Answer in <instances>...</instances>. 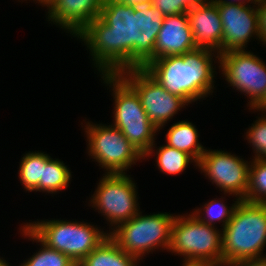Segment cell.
I'll list each match as a JSON object with an SVG mask.
<instances>
[{
    "label": "cell",
    "mask_w": 266,
    "mask_h": 266,
    "mask_svg": "<svg viewBox=\"0 0 266 266\" xmlns=\"http://www.w3.org/2000/svg\"><path fill=\"white\" fill-rule=\"evenodd\" d=\"M134 16L132 6L103 0L99 17L75 36L86 45L100 75L133 69Z\"/></svg>",
    "instance_id": "1"
},
{
    "label": "cell",
    "mask_w": 266,
    "mask_h": 266,
    "mask_svg": "<svg viewBox=\"0 0 266 266\" xmlns=\"http://www.w3.org/2000/svg\"><path fill=\"white\" fill-rule=\"evenodd\" d=\"M218 57L215 51L198 48L183 55L155 59L144 69L164 89L192 104L213 95L217 74L213 61L218 64Z\"/></svg>",
    "instance_id": "2"
},
{
    "label": "cell",
    "mask_w": 266,
    "mask_h": 266,
    "mask_svg": "<svg viewBox=\"0 0 266 266\" xmlns=\"http://www.w3.org/2000/svg\"><path fill=\"white\" fill-rule=\"evenodd\" d=\"M266 247V203L240 200L222 230V266L244 259H259ZM265 255V256H264Z\"/></svg>",
    "instance_id": "3"
},
{
    "label": "cell",
    "mask_w": 266,
    "mask_h": 266,
    "mask_svg": "<svg viewBox=\"0 0 266 266\" xmlns=\"http://www.w3.org/2000/svg\"><path fill=\"white\" fill-rule=\"evenodd\" d=\"M217 228L191 212L177 214L168 251L183 257L182 266H222V231Z\"/></svg>",
    "instance_id": "4"
},
{
    "label": "cell",
    "mask_w": 266,
    "mask_h": 266,
    "mask_svg": "<svg viewBox=\"0 0 266 266\" xmlns=\"http://www.w3.org/2000/svg\"><path fill=\"white\" fill-rule=\"evenodd\" d=\"M101 78L113 91L115 102L112 125L145 156L156 142L155 136L159 129L149 120L136 91L119 74H101Z\"/></svg>",
    "instance_id": "5"
},
{
    "label": "cell",
    "mask_w": 266,
    "mask_h": 266,
    "mask_svg": "<svg viewBox=\"0 0 266 266\" xmlns=\"http://www.w3.org/2000/svg\"><path fill=\"white\" fill-rule=\"evenodd\" d=\"M24 225L47 247L60 251L79 264L109 233L84 221L38 220Z\"/></svg>",
    "instance_id": "6"
},
{
    "label": "cell",
    "mask_w": 266,
    "mask_h": 266,
    "mask_svg": "<svg viewBox=\"0 0 266 266\" xmlns=\"http://www.w3.org/2000/svg\"><path fill=\"white\" fill-rule=\"evenodd\" d=\"M175 217V214L166 212L142 215L140 211L130 220L118 225L109 236L127 254L142 261L148 253L153 254L155 249L168 252Z\"/></svg>",
    "instance_id": "7"
},
{
    "label": "cell",
    "mask_w": 266,
    "mask_h": 266,
    "mask_svg": "<svg viewBox=\"0 0 266 266\" xmlns=\"http://www.w3.org/2000/svg\"><path fill=\"white\" fill-rule=\"evenodd\" d=\"M83 130L87 138V154L109 173H127L144 156L134 148L128 139L112 124L87 121ZM126 171V172H125Z\"/></svg>",
    "instance_id": "8"
},
{
    "label": "cell",
    "mask_w": 266,
    "mask_h": 266,
    "mask_svg": "<svg viewBox=\"0 0 266 266\" xmlns=\"http://www.w3.org/2000/svg\"><path fill=\"white\" fill-rule=\"evenodd\" d=\"M133 180L127 173H103L89 198L88 205L110 223L108 233L140 212L137 183Z\"/></svg>",
    "instance_id": "9"
},
{
    "label": "cell",
    "mask_w": 266,
    "mask_h": 266,
    "mask_svg": "<svg viewBox=\"0 0 266 266\" xmlns=\"http://www.w3.org/2000/svg\"><path fill=\"white\" fill-rule=\"evenodd\" d=\"M219 71L229 86L247 96L254 109L266 96V64L252 51L232 50L219 55Z\"/></svg>",
    "instance_id": "10"
},
{
    "label": "cell",
    "mask_w": 266,
    "mask_h": 266,
    "mask_svg": "<svg viewBox=\"0 0 266 266\" xmlns=\"http://www.w3.org/2000/svg\"><path fill=\"white\" fill-rule=\"evenodd\" d=\"M119 75L136 91L149 120L159 131L188 106L183 98L164 89L144 68L127 69Z\"/></svg>",
    "instance_id": "11"
},
{
    "label": "cell",
    "mask_w": 266,
    "mask_h": 266,
    "mask_svg": "<svg viewBox=\"0 0 266 266\" xmlns=\"http://www.w3.org/2000/svg\"><path fill=\"white\" fill-rule=\"evenodd\" d=\"M250 161L222 150L206 149L197 163L198 169L225 196L244 200L248 190Z\"/></svg>",
    "instance_id": "12"
},
{
    "label": "cell",
    "mask_w": 266,
    "mask_h": 266,
    "mask_svg": "<svg viewBox=\"0 0 266 266\" xmlns=\"http://www.w3.org/2000/svg\"><path fill=\"white\" fill-rule=\"evenodd\" d=\"M223 26L222 53L232 50H247L253 37L260 42L257 28L256 3L233 4L215 2Z\"/></svg>",
    "instance_id": "13"
},
{
    "label": "cell",
    "mask_w": 266,
    "mask_h": 266,
    "mask_svg": "<svg viewBox=\"0 0 266 266\" xmlns=\"http://www.w3.org/2000/svg\"><path fill=\"white\" fill-rule=\"evenodd\" d=\"M133 17V69L144 68L154 60V46L164 15L152 6V0L132 6Z\"/></svg>",
    "instance_id": "14"
},
{
    "label": "cell",
    "mask_w": 266,
    "mask_h": 266,
    "mask_svg": "<svg viewBox=\"0 0 266 266\" xmlns=\"http://www.w3.org/2000/svg\"><path fill=\"white\" fill-rule=\"evenodd\" d=\"M103 0H53L47 8V21L75 36L99 17Z\"/></svg>",
    "instance_id": "15"
},
{
    "label": "cell",
    "mask_w": 266,
    "mask_h": 266,
    "mask_svg": "<svg viewBox=\"0 0 266 266\" xmlns=\"http://www.w3.org/2000/svg\"><path fill=\"white\" fill-rule=\"evenodd\" d=\"M186 13L197 48L222 54L223 26L217 4L209 0L191 7Z\"/></svg>",
    "instance_id": "16"
},
{
    "label": "cell",
    "mask_w": 266,
    "mask_h": 266,
    "mask_svg": "<svg viewBox=\"0 0 266 266\" xmlns=\"http://www.w3.org/2000/svg\"><path fill=\"white\" fill-rule=\"evenodd\" d=\"M196 49L187 13L165 16L154 46V60Z\"/></svg>",
    "instance_id": "17"
},
{
    "label": "cell",
    "mask_w": 266,
    "mask_h": 266,
    "mask_svg": "<svg viewBox=\"0 0 266 266\" xmlns=\"http://www.w3.org/2000/svg\"><path fill=\"white\" fill-rule=\"evenodd\" d=\"M196 126L188 121L173 123L165 135L166 145L189 154L197 163L206 148L199 142Z\"/></svg>",
    "instance_id": "18"
},
{
    "label": "cell",
    "mask_w": 266,
    "mask_h": 266,
    "mask_svg": "<svg viewBox=\"0 0 266 266\" xmlns=\"http://www.w3.org/2000/svg\"><path fill=\"white\" fill-rule=\"evenodd\" d=\"M133 255L127 254L108 236L80 263V266H139Z\"/></svg>",
    "instance_id": "19"
},
{
    "label": "cell",
    "mask_w": 266,
    "mask_h": 266,
    "mask_svg": "<svg viewBox=\"0 0 266 266\" xmlns=\"http://www.w3.org/2000/svg\"><path fill=\"white\" fill-rule=\"evenodd\" d=\"M155 144L150 147L144 159L146 161V158H150L154 153L153 156H157L155 159L156 166L161 173L168 175L182 174L191 163H195L194 167L196 166L197 169V162L189 154L166 144L158 147Z\"/></svg>",
    "instance_id": "20"
},
{
    "label": "cell",
    "mask_w": 266,
    "mask_h": 266,
    "mask_svg": "<svg viewBox=\"0 0 266 266\" xmlns=\"http://www.w3.org/2000/svg\"><path fill=\"white\" fill-rule=\"evenodd\" d=\"M18 177L21 185L28 192H39V181L42 179L43 167L51 159L45 152L29 151L20 158Z\"/></svg>",
    "instance_id": "21"
},
{
    "label": "cell",
    "mask_w": 266,
    "mask_h": 266,
    "mask_svg": "<svg viewBox=\"0 0 266 266\" xmlns=\"http://www.w3.org/2000/svg\"><path fill=\"white\" fill-rule=\"evenodd\" d=\"M20 226L21 235L28 240L39 243L40 249L20 266H74L75 263L65 254L47 247L24 224Z\"/></svg>",
    "instance_id": "22"
},
{
    "label": "cell",
    "mask_w": 266,
    "mask_h": 266,
    "mask_svg": "<svg viewBox=\"0 0 266 266\" xmlns=\"http://www.w3.org/2000/svg\"><path fill=\"white\" fill-rule=\"evenodd\" d=\"M71 170L60 159L51 158L43 167L42 179L39 181V192L58 194L68 188L72 179Z\"/></svg>",
    "instance_id": "23"
},
{
    "label": "cell",
    "mask_w": 266,
    "mask_h": 266,
    "mask_svg": "<svg viewBox=\"0 0 266 266\" xmlns=\"http://www.w3.org/2000/svg\"><path fill=\"white\" fill-rule=\"evenodd\" d=\"M222 199V200H221ZM225 197L214 198L213 200L207 201L202 207L195 209L191 212L194 216H196L202 223L207 224L209 226L216 227V223L221 222L223 230L227 223L232 219L234 210L236 209L240 199L233 200V204L231 206H227L224 202ZM217 221V222H216Z\"/></svg>",
    "instance_id": "24"
},
{
    "label": "cell",
    "mask_w": 266,
    "mask_h": 266,
    "mask_svg": "<svg viewBox=\"0 0 266 266\" xmlns=\"http://www.w3.org/2000/svg\"><path fill=\"white\" fill-rule=\"evenodd\" d=\"M244 201L266 203V160L251 159Z\"/></svg>",
    "instance_id": "25"
},
{
    "label": "cell",
    "mask_w": 266,
    "mask_h": 266,
    "mask_svg": "<svg viewBox=\"0 0 266 266\" xmlns=\"http://www.w3.org/2000/svg\"><path fill=\"white\" fill-rule=\"evenodd\" d=\"M261 116L249 126L245 139L254 152V159L266 160V112L261 111ZM264 113V114H263Z\"/></svg>",
    "instance_id": "26"
},
{
    "label": "cell",
    "mask_w": 266,
    "mask_h": 266,
    "mask_svg": "<svg viewBox=\"0 0 266 266\" xmlns=\"http://www.w3.org/2000/svg\"><path fill=\"white\" fill-rule=\"evenodd\" d=\"M152 6L158 8L164 16L186 13L191 8L185 0H152Z\"/></svg>",
    "instance_id": "27"
},
{
    "label": "cell",
    "mask_w": 266,
    "mask_h": 266,
    "mask_svg": "<svg viewBox=\"0 0 266 266\" xmlns=\"http://www.w3.org/2000/svg\"><path fill=\"white\" fill-rule=\"evenodd\" d=\"M256 15L260 42L266 47V0L257 1Z\"/></svg>",
    "instance_id": "28"
},
{
    "label": "cell",
    "mask_w": 266,
    "mask_h": 266,
    "mask_svg": "<svg viewBox=\"0 0 266 266\" xmlns=\"http://www.w3.org/2000/svg\"><path fill=\"white\" fill-rule=\"evenodd\" d=\"M231 266H266V257L259 259H244Z\"/></svg>",
    "instance_id": "29"
},
{
    "label": "cell",
    "mask_w": 266,
    "mask_h": 266,
    "mask_svg": "<svg viewBox=\"0 0 266 266\" xmlns=\"http://www.w3.org/2000/svg\"><path fill=\"white\" fill-rule=\"evenodd\" d=\"M214 2H223V3H235V4H253L257 3L258 0H213Z\"/></svg>",
    "instance_id": "30"
},
{
    "label": "cell",
    "mask_w": 266,
    "mask_h": 266,
    "mask_svg": "<svg viewBox=\"0 0 266 266\" xmlns=\"http://www.w3.org/2000/svg\"><path fill=\"white\" fill-rule=\"evenodd\" d=\"M250 110H253L255 112H258V111H265L266 112V96L265 98L254 108V109H249Z\"/></svg>",
    "instance_id": "31"
},
{
    "label": "cell",
    "mask_w": 266,
    "mask_h": 266,
    "mask_svg": "<svg viewBox=\"0 0 266 266\" xmlns=\"http://www.w3.org/2000/svg\"><path fill=\"white\" fill-rule=\"evenodd\" d=\"M207 1H209V0H185V2L190 7H193V6H196V5H200V4L206 3Z\"/></svg>",
    "instance_id": "32"
},
{
    "label": "cell",
    "mask_w": 266,
    "mask_h": 266,
    "mask_svg": "<svg viewBox=\"0 0 266 266\" xmlns=\"http://www.w3.org/2000/svg\"><path fill=\"white\" fill-rule=\"evenodd\" d=\"M118 1L120 3H124V4H127L129 6H133L136 3H141V2H144V1H147V0H118Z\"/></svg>",
    "instance_id": "33"
},
{
    "label": "cell",
    "mask_w": 266,
    "mask_h": 266,
    "mask_svg": "<svg viewBox=\"0 0 266 266\" xmlns=\"http://www.w3.org/2000/svg\"><path fill=\"white\" fill-rule=\"evenodd\" d=\"M27 1V0H24ZM30 1V0H29ZM36 3H38V5H42L43 7H47L53 0H33Z\"/></svg>",
    "instance_id": "34"
},
{
    "label": "cell",
    "mask_w": 266,
    "mask_h": 266,
    "mask_svg": "<svg viewBox=\"0 0 266 266\" xmlns=\"http://www.w3.org/2000/svg\"><path fill=\"white\" fill-rule=\"evenodd\" d=\"M0 266H11L3 257H0Z\"/></svg>",
    "instance_id": "35"
}]
</instances>
